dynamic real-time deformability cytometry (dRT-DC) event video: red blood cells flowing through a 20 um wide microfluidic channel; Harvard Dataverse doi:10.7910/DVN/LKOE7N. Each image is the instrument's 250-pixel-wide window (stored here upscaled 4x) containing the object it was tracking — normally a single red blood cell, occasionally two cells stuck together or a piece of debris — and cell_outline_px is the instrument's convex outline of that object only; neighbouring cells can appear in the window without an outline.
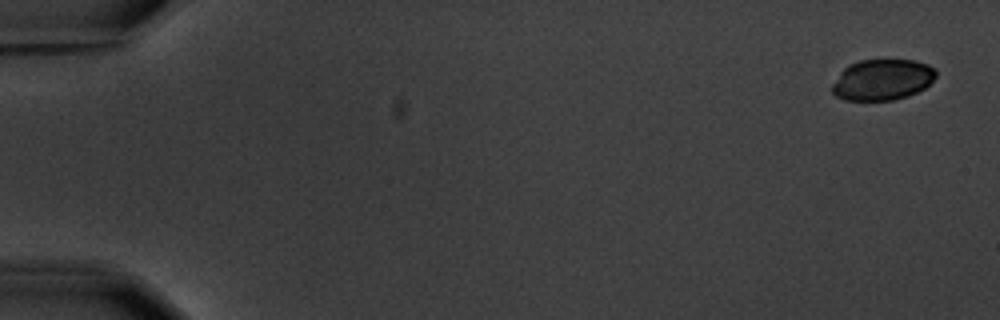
{"species": "common noctule bat (a hibernating species)", "species_latin": "Nyctalus noctula", "temperature_condition": "warm", "stored_images_in_passage": 8, "camera_frame_rate_fps": 3000, "um_per_image_px": 0.085, "animal": {"sex": "male", "body_mass_g": 20.1, "forearm_length_mm": 53.5}, "frame": {"image": 1, "passage_image": 1, "time_ms": 0.0, "image_size_px": [1000, 320], "cell_outline_px": [[936, 76], [924, 88], [908, 96], [892, 100], [844, 100], [836, 96], [832, 92], [832, 84], [840, 72], [844, 68], [860, 60], [916, 60], [928, 64], [936, 68]], "centroid_in_image_um": [75.01, 6.77], "position_along_channel_um": 10.0, "area_um2": 24.74}}
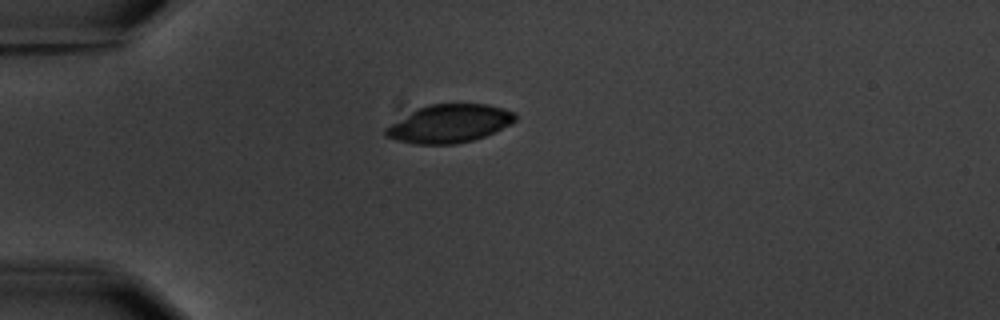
{"frame": {"image": 2, "passage_image": 5, "time_ms": 4.667, "image_size_px": [1000, 320], "cell_outline_px": [[516, 120], [512, 124], [496, 132], [472, 140], [456, 144], [416, 144], [384, 136], [384, 128], [416, 108], [428, 104], [488, 104], [504, 108], [512, 112], [516, 116]], "centroid_in_image_um": [38.21, 10.5], "position_along_channel_um": 46.8, "area_um2": 28.84}}
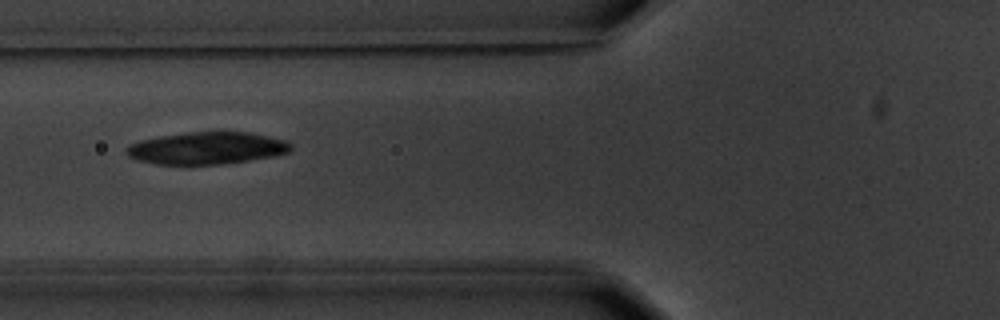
{"frame": {"image": 3, "passage_image": 7, "time_ms": 7.0, "image_size_px": [1000, 320], "cell_outline_px": [[292, 148], [288, 152], [272, 156], [224, 164], [156, 164], [140, 160], [128, 156], [128, 148], [132, 144], [140, 140], [160, 136], [184, 132], [248, 132], [288, 140], [292, 144]], "centroid_in_image_um": [17.63, 12.58], "position_along_channel_um": 108.2, "area_um2": 30.58}}